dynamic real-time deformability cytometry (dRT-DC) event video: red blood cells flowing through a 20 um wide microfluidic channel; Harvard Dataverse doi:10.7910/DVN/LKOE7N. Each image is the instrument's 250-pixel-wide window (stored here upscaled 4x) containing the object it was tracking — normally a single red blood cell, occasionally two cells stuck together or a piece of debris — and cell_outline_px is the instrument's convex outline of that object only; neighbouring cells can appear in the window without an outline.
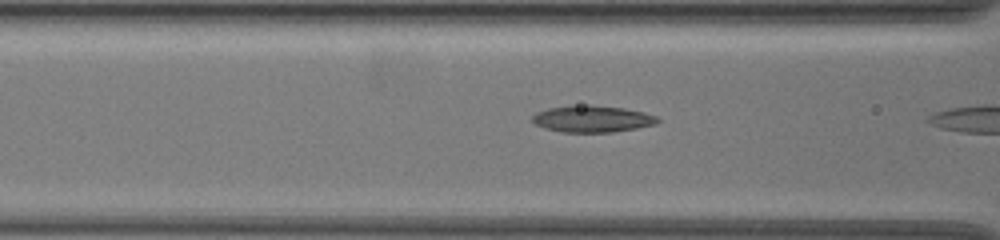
{"species": "common noctule bat (a hibernating species)", "species_latin": "Nyctalus noctula", "temperature_condition": "warm", "stored_images_in_passage": 6, "camera_frame_rate_fps": 3000, "um_per_image_px": 0.085, "animal": {"sex": "female", "body_mass_g": 19.5, "forearm_length_mm": 54.1}, "frame": {"image": 1, "passage_image": 5, "time_ms": 1.333, "image_size_px": [1000, 240], "cell_outline_px": [[660, 120], [656, 124], [636, 128], [612, 132], [560, 132], [544, 128], [536, 124], [532, 120], [532, 116], [536, 112], [548, 108], [588, 104], [624, 108], [644, 112], [656, 116]], "centroid_in_image_um": [50.34, 10.1], "position_along_channel_um": 116.3, "area_um2": 19.48}}